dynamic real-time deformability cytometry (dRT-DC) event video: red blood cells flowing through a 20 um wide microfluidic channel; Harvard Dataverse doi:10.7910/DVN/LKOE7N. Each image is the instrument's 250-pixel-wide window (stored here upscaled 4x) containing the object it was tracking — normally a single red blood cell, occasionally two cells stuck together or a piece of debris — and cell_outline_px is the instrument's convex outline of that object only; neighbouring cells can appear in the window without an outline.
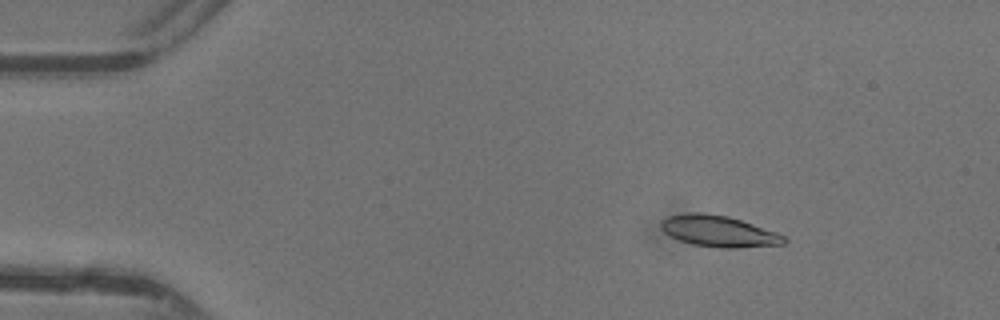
{"species": "common noctule bat (a hibernating species)", "species_latin": "Nyctalus noctula", "temperature_condition": "warm", "stored_images_in_passage": 47, "camera_frame_rate_fps": 3000, "um_per_image_px": 0.085, "animal": {"sex": "female"}, "frame": {"image": 1, "passage_image": 7, "time_ms": 2.0, "image_size_px": [1000, 320], "cell_outline_px": [[788, 240], [784, 244], [736, 248], [720, 248], [692, 244], [680, 240], [664, 232], [660, 228], [660, 220], [668, 216], [688, 212], [700, 212], [728, 216], [776, 232], [784, 236]], "centroid_in_image_um": [61.06, 19.65], "position_along_channel_um": 23.9, "area_um2": 22.37}}
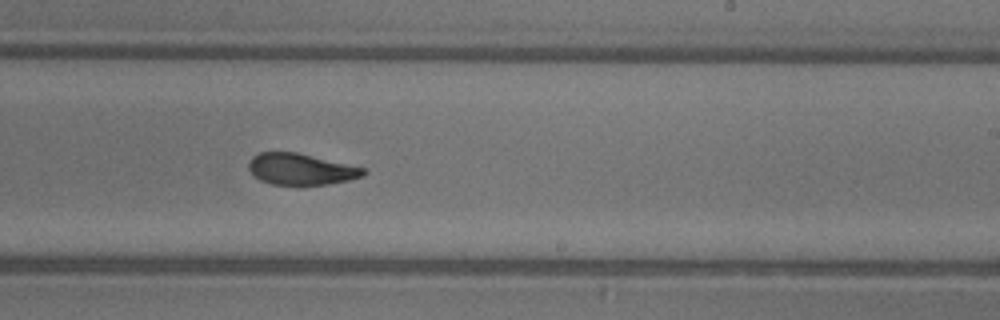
{"frame": {"image": 2, "passage_image": 29, "time_ms": 9.333, "image_size_px": [1000, 320], "cell_outline_px": [[368, 172], [364, 176], [348, 180], [328, 184], [300, 188], [296, 188], [272, 184], [260, 180], [248, 168], [248, 164], [252, 156], [260, 152], [296, 152], [368, 168]], "centroid_in_image_um": [25.62, 14.42], "position_along_channel_um": 263.4, "area_um2": 21.79}}
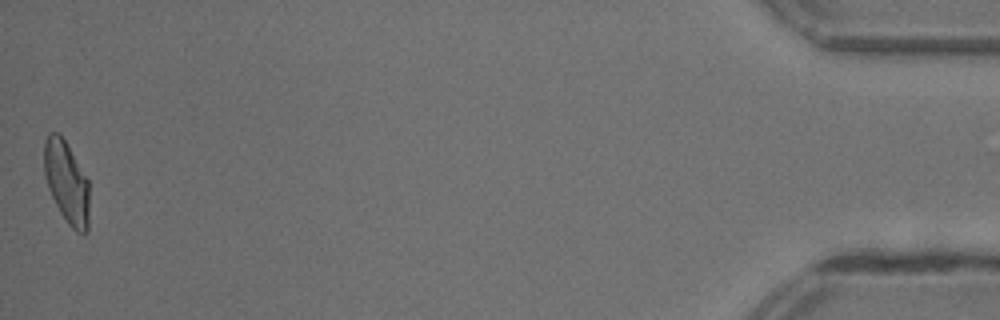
{"frame": {"image": 3, "passage_image": 47, "time_ms": 15.333, "image_size_px": [1000, 320], "cell_outline_px": [[88, 232], [84, 236], [76, 232], [68, 224], [60, 212], [48, 188], [44, 176], [44, 140], [48, 132], [56, 132], [64, 140], [88, 180]], "centroid_in_image_um": [5.65, 15.53], "position_along_channel_um": 429.6, "area_um2": 21.5}, "authors_computed_cell_mechanics": {"area_um2": 21.9062, "velocity_mm_per_s": 4.4007, "shape_relaxation_time_tau1_ms": 5.8826, "shape_relaxation_time_tau2_ms": 1.9002, "deformation_change_tau1": 0.2021, "deformation_change_tau2": 0.0796}}